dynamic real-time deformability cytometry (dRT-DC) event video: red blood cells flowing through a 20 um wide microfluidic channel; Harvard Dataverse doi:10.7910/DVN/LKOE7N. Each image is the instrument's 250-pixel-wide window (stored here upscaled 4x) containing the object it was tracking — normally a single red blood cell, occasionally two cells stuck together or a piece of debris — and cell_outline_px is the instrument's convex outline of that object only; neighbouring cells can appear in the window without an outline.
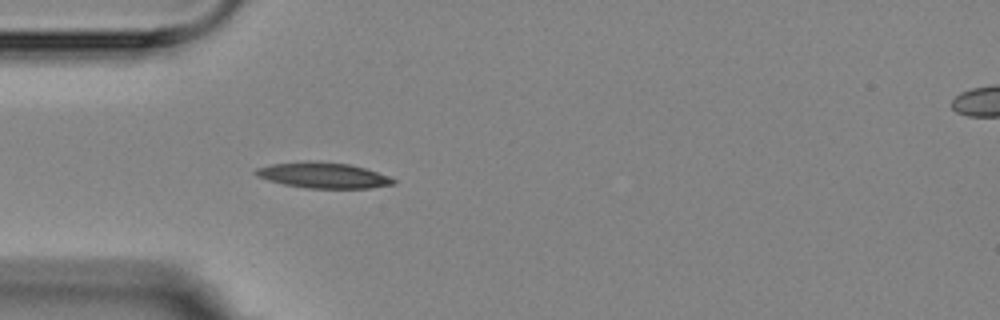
{"species": "Egyptian fruit bat (a non-hibernating species)", "species_latin": "Rousettus aegyptiacus", "temperature_condition": "room temperature", "stored_images_in_passage": 4, "segment_of_instrument_passage": [1, 2], "camera_frame_rate_fps": 3000, "um_per_image_px": 0.085, "animal": {"sex": "female"}, "frame": {"image": 1, "passage_image": 3, "time_ms": 2.333, "image_size_px": [1000, 320], "cell_outline_px": [[396, 184], [368, 188], [308, 188], [284, 184], [268, 180], [256, 176], [252, 172], [256, 168], [272, 164], [304, 160], [316, 160], [352, 164], [388, 176], [396, 180]], "centroid_in_image_um": [27.44, 14.88], "position_along_channel_um": 57.6, "area_um2": 20.81}}